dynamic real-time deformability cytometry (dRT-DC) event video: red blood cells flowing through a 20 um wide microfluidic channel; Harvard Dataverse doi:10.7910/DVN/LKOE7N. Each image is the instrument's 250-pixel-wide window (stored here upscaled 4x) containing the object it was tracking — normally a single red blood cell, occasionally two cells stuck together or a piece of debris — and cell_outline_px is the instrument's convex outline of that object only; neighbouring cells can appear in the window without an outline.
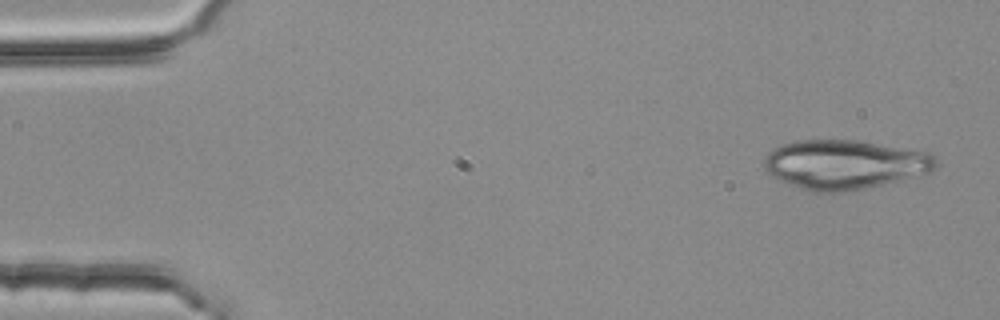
{"species": "common noctule bat (a hibernating species)", "species_latin": "Nyctalus noctula", "temperature_condition": "room temperature", "stored_images_in_passage": 2, "camera_frame_rate_fps": 3000, "um_per_image_px": 0.085, "animal": {"sex": "female", "body_mass_g": 25.1}, "frame": {"image": 1, "passage_image": 1, "time_ms": 0.0, "image_size_px": [1000, 320], "cell_outline_px": [[936, 164], [928, 172], [904, 180], [868, 188], [844, 192], [816, 192], [780, 180], [772, 176], [764, 168], [764, 160], [768, 152], [772, 148], [780, 144], [796, 140], [856, 140], [932, 152], [936, 156]], "centroid_in_image_um": [71.81, 13.97], "position_along_channel_um": 13.2, "area_um2": 49.48}}